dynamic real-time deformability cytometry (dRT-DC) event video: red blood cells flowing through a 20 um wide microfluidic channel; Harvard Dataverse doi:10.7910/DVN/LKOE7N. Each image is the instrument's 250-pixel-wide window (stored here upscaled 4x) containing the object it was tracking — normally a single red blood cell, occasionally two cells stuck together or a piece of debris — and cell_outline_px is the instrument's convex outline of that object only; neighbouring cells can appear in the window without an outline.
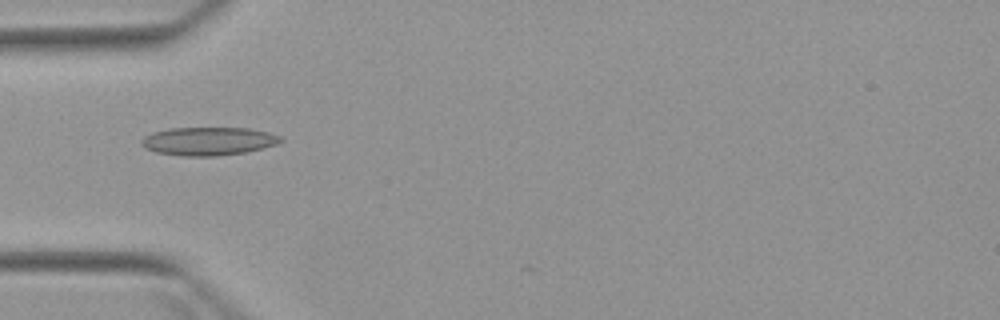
{"species": "Egyptian fruit bat (a non-hibernating species)", "species_latin": "Rousettus aegyptiacus", "temperature_condition": "warm", "stored_images_in_passage": 5, "camera_frame_rate_fps": 3000, "um_per_image_px": 0.085, "animal": {"sex": "female"}, "frame": {"image": 1, "passage_image": 4, "time_ms": 4.667, "image_size_px": [1000, 320], "cell_outline_px": [[284, 140], [276, 144], [244, 152], [216, 156], [180, 156], [156, 152], [144, 148], [140, 144], [140, 140], [144, 136], [152, 132], [168, 128], [248, 128], [268, 132], [280, 136]], "centroid_in_image_um": [17.65, 12.0], "position_along_channel_um": 67.4, "area_um2": 22.95}}
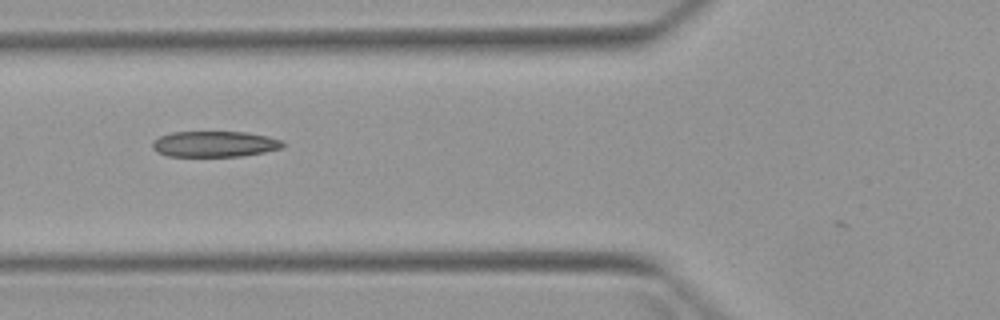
{"frame": {"image": 2, "passage_image": 5, "time_ms": 5.667, "image_size_px": [1000, 320], "cell_outline_px": [[284, 148], [244, 156], [168, 156], [156, 152], [152, 148], [152, 144], [160, 136], [172, 132], [248, 132], [268, 136], [280, 140], [284, 144]], "centroid_in_image_um": [18.26, 12.24], "position_along_channel_um": 107.5, "area_um2": 19.65}}